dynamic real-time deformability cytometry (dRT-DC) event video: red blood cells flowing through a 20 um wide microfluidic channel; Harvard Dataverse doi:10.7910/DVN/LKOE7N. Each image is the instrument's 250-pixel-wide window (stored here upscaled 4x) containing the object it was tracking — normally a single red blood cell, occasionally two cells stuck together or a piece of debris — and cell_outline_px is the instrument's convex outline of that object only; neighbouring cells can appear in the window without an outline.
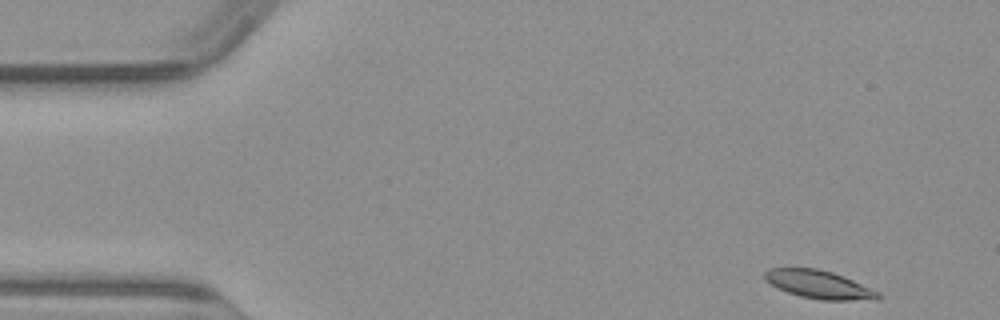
{"species": "common noctule bat (a hibernating species)", "species_latin": "Nyctalus noctula", "temperature_condition": "warm", "stored_images_in_passage": 47, "camera_frame_rate_fps": 3000, "um_per_image_px": 0.085, "animal": {"sex": "male", "body_mass_g": 23.1, "forearm_length_mm": 52.7}, "frame": {"image": 1, "passage_image": 1, "time_ms": 0.0, "image_size_px": [1000, 320], "cell_outline_px": [[884, 296], [880, 300], [820, 300], [800, 296], [788, 292], [764, 280], [764, 272], [768, 268], [816, 268], [832, 272], [844, 276], [880, 292]], "centroid_in_image_um": [69.67, 24.19], "position_along_channel_um": 15.3, "area_um2": 18.73}}
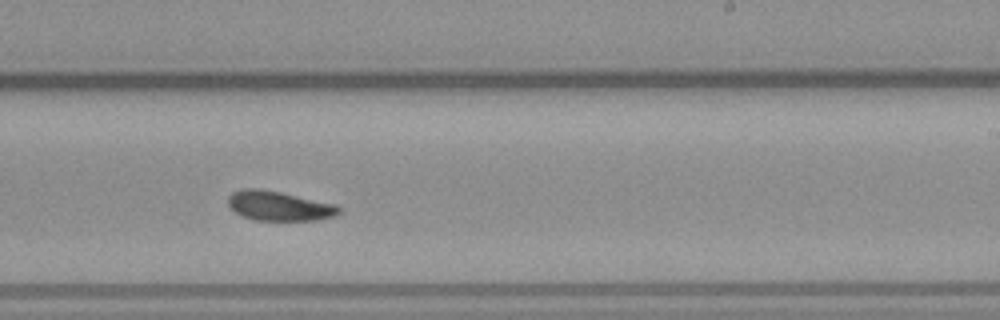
{"frame": {"image": 2, "passage_image": 27, "time_ms": 8.667, "image_size_px": [1000, 320], "cell_outline_px": [[340, 212], [336, 216], [316, 220], [256, 220], [240, 216], [228, 208], [228, 196], [232, 192], [240, 188], [260, 188], [280, 192], [336, 204], [340, 208]], "centroid_in_image_um": [23.67, 17.5], "position_along_channel_um": 265.3, "area_um2": 19.36}}
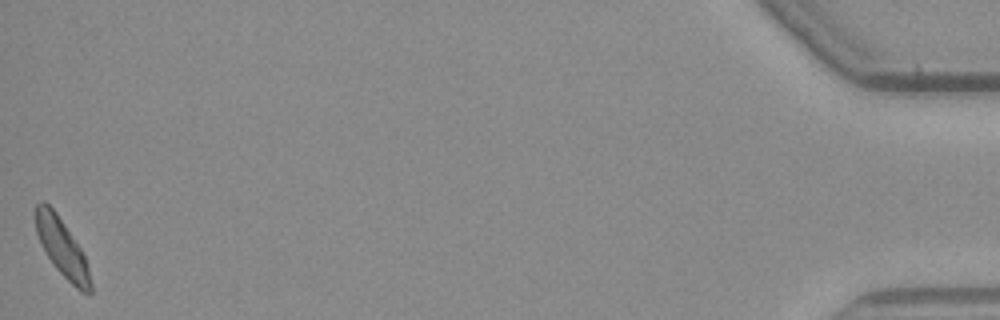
{"frame": {"image": 3, "passage_image": 47, "time_ms": 15.333, "image_size_px": [1000, 320], "cell_outline_px": [[92, 292], [80, 292], [56, 268], [40, 244], [36, 232], [36, 204], [40, 200], [44, 200], [56, 212], [80, 248], [84, 256], [88, 268], [92, 284]], "centroid_in_image_um": [5.26, 21.04], "position_along_channel_um": 429.9, "area_um2": 18.15}}